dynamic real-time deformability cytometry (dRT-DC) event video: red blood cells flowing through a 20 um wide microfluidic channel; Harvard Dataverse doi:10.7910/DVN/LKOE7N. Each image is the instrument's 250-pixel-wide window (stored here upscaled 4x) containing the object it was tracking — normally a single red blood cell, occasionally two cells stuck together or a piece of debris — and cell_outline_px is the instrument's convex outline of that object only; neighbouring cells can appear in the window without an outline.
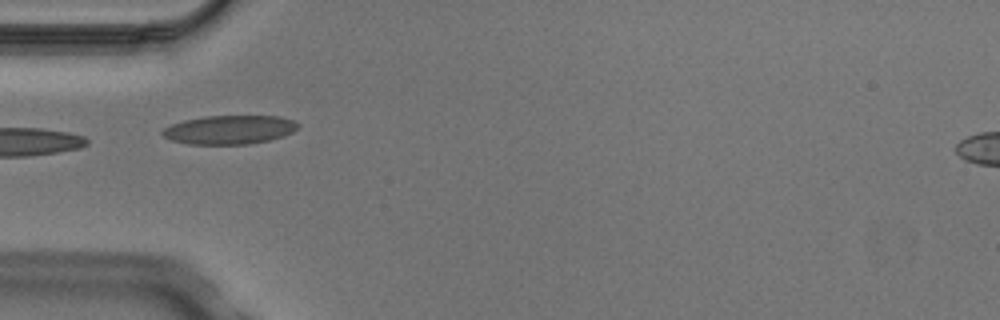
{"species": "Egyptian fruit bat (a non-hibernating species)", "species_latin": "Rousettus aegyptiacus", "temperature_condition": "cold", "stored_images_in_passage": 4, "camera_frame_rate_fps": 3000, "um_per_image_px": 0.085, "animal": {"sex": "male"}, "frame": {"image": 1, "passage_image": 2, "time_ms": 0.333, "image_size_px": [1000, 320], "cell_outline_px": [[300, 128], [284, 136], [268, 140], [248, 144], [188, 144], [172, 140], [164, 136], [160, 132], [164, 128], [172, 124], [184, 120], [204, 116], [280, 116], [296, 120], [300, 124]], "centroid_in_image_um": [19.55, 11.02], "position_along_channel_um": 65.4, "area_um2": 22.89}}
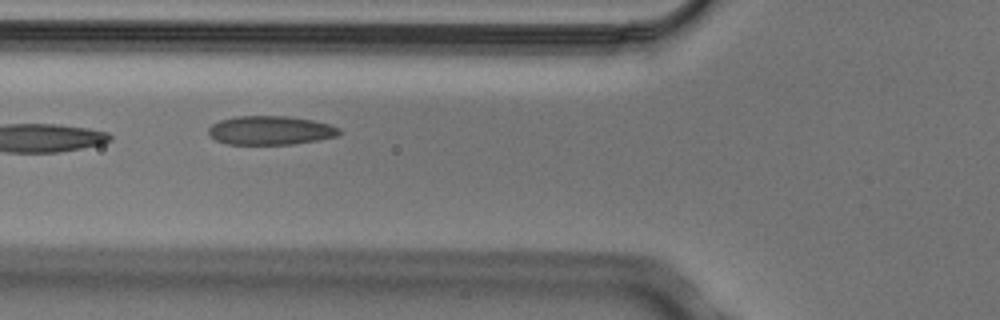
{"frame": {"image": 2, "passage_image": 3, "time_ms": 0.667, "image_size_px": [1000, 320], "cell_outline_px": [[340, 136], [292, 144], [228, 144], [216, 140], [208, 132], [208, 128], [212, 124], [220, 120], [236, 116], [288, 116], [312, 120], [332, 124], [340, 128]], "centroid_in_image_um": [23.02, 11.07], "position_along_channel_um": 102.8, "area_um2": 22.02}}
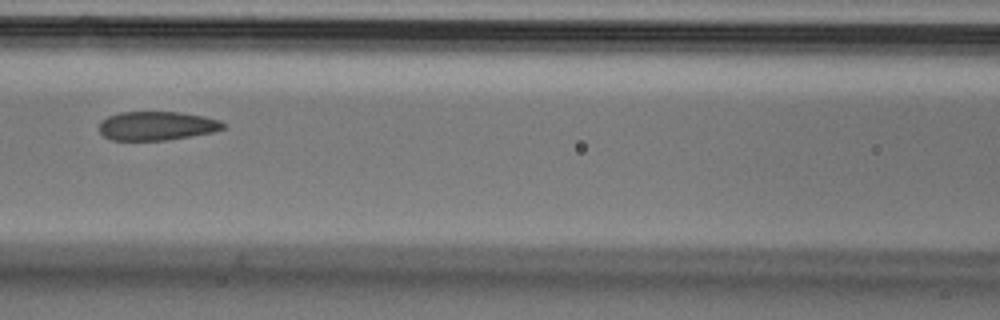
{"frame": {"image": 3, "passage_image": 4, "time_ms": 1.0, "image_size_px": [1000, 320], "cell_outline_px": [[224, 128], [212, 132], [192, 136], [168, 140], [112, 140], [104, 136], [100, 132], [100, 120], [108, 116], [120, 112], [180, 112], [204, 116], [220, 120], [224, 124]], "centroid_in_image_um": [13.32, 10.69], "position_along_channel_um": 153.3, "area_um2": 20.87}}